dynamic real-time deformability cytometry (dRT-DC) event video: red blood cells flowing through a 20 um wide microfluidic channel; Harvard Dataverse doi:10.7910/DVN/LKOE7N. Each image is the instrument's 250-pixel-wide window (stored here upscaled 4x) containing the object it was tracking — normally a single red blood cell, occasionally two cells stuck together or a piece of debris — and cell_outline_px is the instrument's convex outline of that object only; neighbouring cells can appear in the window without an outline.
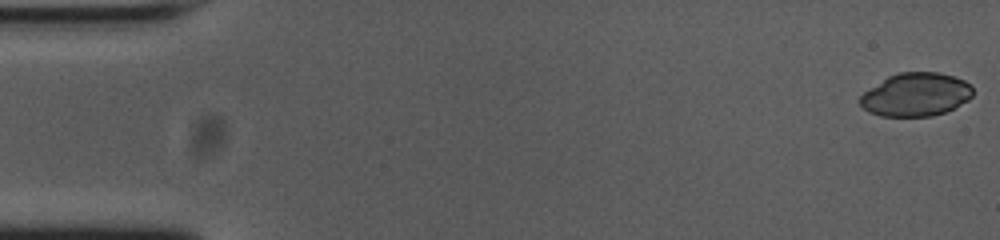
{"species": "common noctule bat (a hibernating species)", "species_latin": "Nyctalus noctula", "temperature_condition": "cold", "stored_images_in_passage": 13, "camera_frame_rate_fps": 3000, "um_per_image_px": 0.085, "animal": {"sex": "female", "body_mass_g": 23.0, "forearm_length_mm": 53.4}, "frame": {"image": 1, "passage_image": 1, "time_ms": 0.0, "image_size_px": [1000, 240], "cell_outline_px": [[972, 96], [968, 100], [944, 112], [932, 116], [880, 116], [868, 112], [860, 104], [860, 96], [864, 92], [888, 76], [900, 72], [936, 72], [952, 76], [964, 80], [972, 84]], "centroid_in_image_um": [77.84, 8.04], "position_along_channel_um": 7.2, "area_um2": 28.32}}